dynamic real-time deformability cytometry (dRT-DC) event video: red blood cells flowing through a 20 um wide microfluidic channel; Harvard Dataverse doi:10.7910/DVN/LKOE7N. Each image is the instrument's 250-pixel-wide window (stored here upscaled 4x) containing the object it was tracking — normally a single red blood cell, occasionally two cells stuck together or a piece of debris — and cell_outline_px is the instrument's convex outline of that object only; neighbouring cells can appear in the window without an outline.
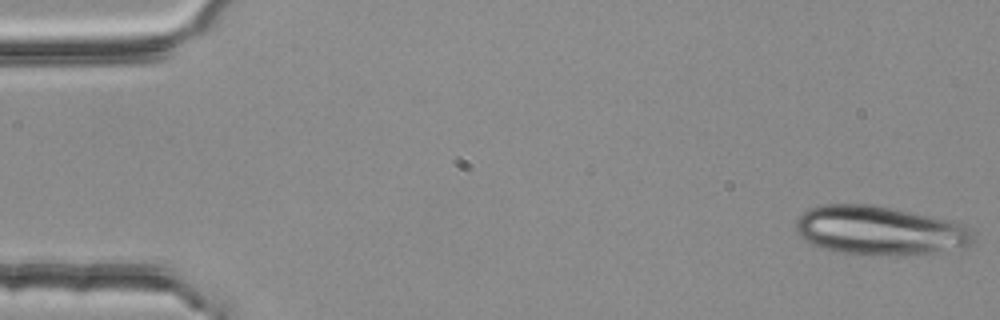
{"species": "common noctule bat (a hibernating species)", "species_latin": "Nyctalus noctula", "temperature_condition": "room temperature", "stored_images_in_passage": 30, "camera_frame_rate_fps": 3000, "um_per_image_px": 0.085, "animal": {"sex": "female", "body_mass_g": 25.1}, "frame": {"image": 1, "passage_image": 1, "time_ms": 0.0, "image_size_px": [1000, 320], "cell_outline_px": [[976, 244], [968, 248], [932, 256], [872, 256], [836, 252], [820, 248], [804, 240], [800, 236], [796, 228], [796, 220], [804, 212], [812, 208], [824, 204], [876, 204], [932, 216], [960, 224], [972, 232], [976, 240]], "centroid_in_image_um": [74.88, 19.65], "position_along_channel_um": 10.1, "area_um2": 52.31}}